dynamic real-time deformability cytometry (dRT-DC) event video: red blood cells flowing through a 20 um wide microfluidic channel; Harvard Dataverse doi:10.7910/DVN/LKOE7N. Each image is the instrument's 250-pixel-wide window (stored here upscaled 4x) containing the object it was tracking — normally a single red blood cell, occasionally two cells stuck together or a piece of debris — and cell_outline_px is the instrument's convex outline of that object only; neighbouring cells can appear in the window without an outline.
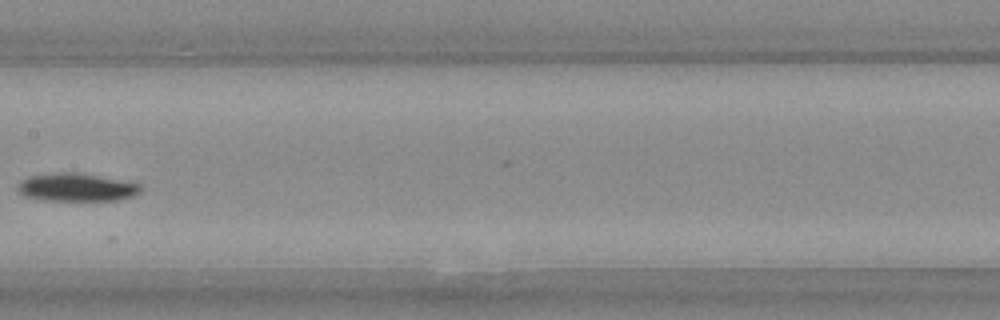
{"species": "Egyptian fruit bat (a non-hibernating species)", "species_latin": "Rousettus aegyptiacus", "temperature_condition": "warm", "stored_images_in_passage": 27, "segment_of_instrument_passage": [2, 2], "camera_frame_rate_fps": 3000, "um_per_image_px": 0.085, "animal": {"sex": "female"}, "frame": {"image": 1, "passage_image": 15, "time_ms": 4.667, "image_size_px": [1000, 320], "cell_outline_px": [[140, 188], [132, 196], [116, 200], [40, 200], [24, 196], [16, 188], [20, 180], [28, 176], [52, 172], [76, 172], [140, 184]], "centroid_in_image_um": [6.38, 15.91], "position_along_channel_um": 201.0, "area_um2": 19.88}}
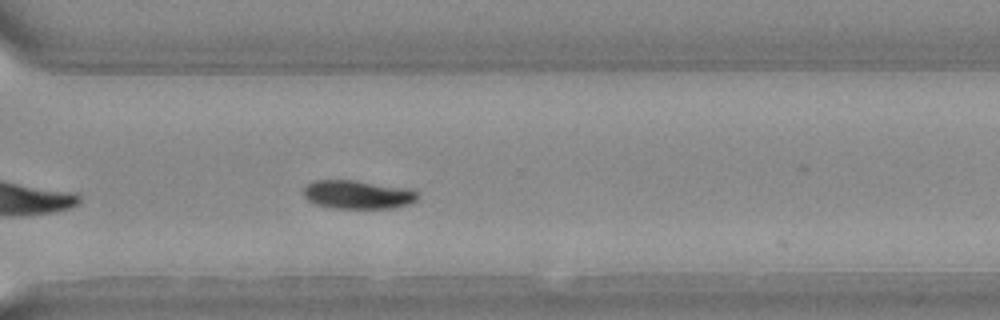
{"frame": {"image": 2, "passage_image": 22, "time_ms": 7.0, "image_size_px": [1000, 320], "cell_outline_px": [[416, 200], [408, 204], [392, 208], [332, 208], [316, 204], [308, 200], [304, 196], [304, 188], [312, 180], [352, 180], [404, 188], [416, 192]], "centroid_in_image_um": [30.33, 16.54], "position_along_channel_um": 340.3, "area_um2": 18.61}}